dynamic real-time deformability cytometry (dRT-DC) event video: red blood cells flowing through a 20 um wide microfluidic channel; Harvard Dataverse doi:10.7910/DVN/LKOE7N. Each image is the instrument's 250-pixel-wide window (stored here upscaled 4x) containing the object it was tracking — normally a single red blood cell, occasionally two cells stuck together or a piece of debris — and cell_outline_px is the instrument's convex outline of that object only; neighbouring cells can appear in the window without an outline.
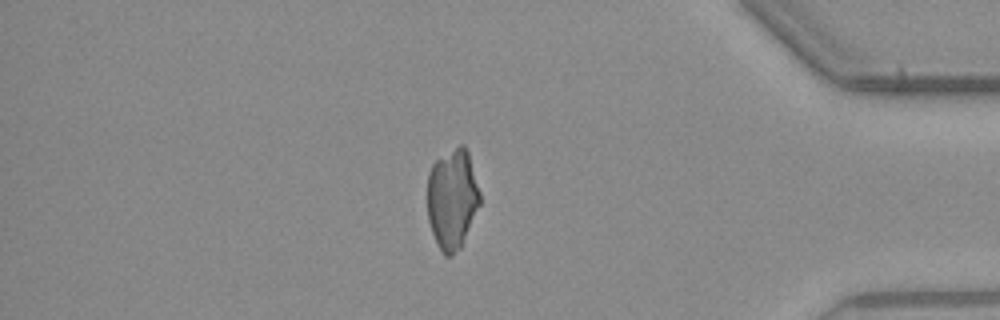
{"species": "common noctule bat (a hibernating species)", "species_latin": "Nyctalus noctula", "temperature_condition": "warm", "stored_images_in_passage": 38, "camera_frame_rate_fps": 3000, "um_per_image_px": 0.085, "animal": {"sex": "male", "body_mass_g": 23.1, "forearm_length_mm": 52.7}, "frame": {"image": 1, "passage_image": 30, "time_ms": 9.667, "image_size_px": [1000, 320], "cell_outline_px": [[480, 204], [460, 248], [452, 256], [444, 256], [432, 232], [428, 220], [428, 172], [432, 164], [436, 160], [460, 144], [464, 144], [468, 152], [480, 192]], "centroid_in_image_um": [38.44, 16.9], "position_along_channel_um": 396.8, "area_um2": 30.46}}
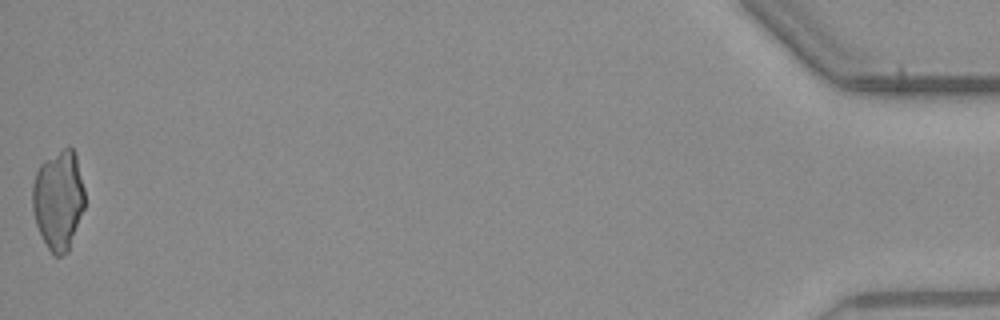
{"frame": {"image": 2, "passage_image": 38, "time_ms": 12.333, "image_size_px": [1000, 320], "cell_outline_px": [[84, 208], [68, 252], [60, 256], [56, 256], [48, 248], [36, 224], [32, 212], [32, 184], [36, 172], [40, 164], [44, 160], [68, 144], [72, 148], [76, 156], [84, 188]], "centroid_in_image_um": [4.96, 16.96], "position_along_channel_um": 430.2, "area_um2": 30.4}}